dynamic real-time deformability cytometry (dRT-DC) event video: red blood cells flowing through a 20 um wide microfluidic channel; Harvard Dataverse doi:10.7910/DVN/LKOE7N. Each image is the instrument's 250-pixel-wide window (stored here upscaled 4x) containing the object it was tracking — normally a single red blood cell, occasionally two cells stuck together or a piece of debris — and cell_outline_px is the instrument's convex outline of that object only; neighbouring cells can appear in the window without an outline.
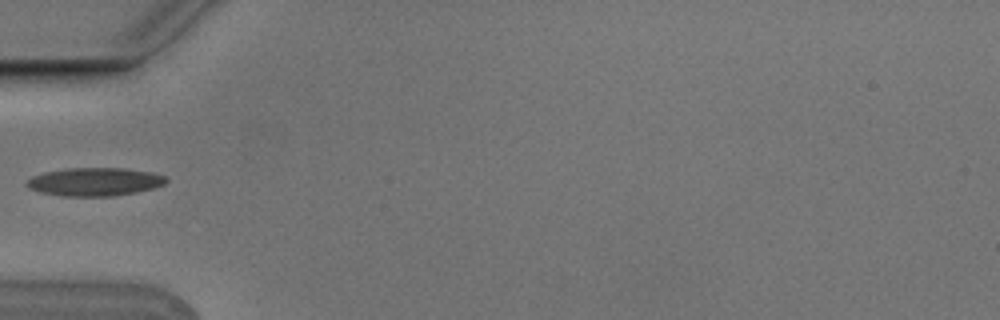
{"species": "Egyptian fruit bat (a non-hibernating species)", "species_latin": "Rousettus aegyptiacus", "temperature_condition": "cold", "stored_images_in_passage": 5, "camera_frame_rate_fps": 3000, "um_per_image_px": 0.085, "animal": {"sex": "male"}, "frame": {"image": 1, "passage_image": 4, "time_ms": 1.0, "image_size_px": [1000, 320], "cell_outline_px": [[168, 180], [164, 184], [152, 188], [136, 192], [112, 196], [60, 196], [40, 192], [28, 188], [24, 184], [32, 176], [44, 172], [68, 168], [124, 168], [152, 172], [164, 176]], "centroid_in_image_um": [8.02, 15.45], "position_along_channel_um": 77.0, "area_um2": 22.95}}